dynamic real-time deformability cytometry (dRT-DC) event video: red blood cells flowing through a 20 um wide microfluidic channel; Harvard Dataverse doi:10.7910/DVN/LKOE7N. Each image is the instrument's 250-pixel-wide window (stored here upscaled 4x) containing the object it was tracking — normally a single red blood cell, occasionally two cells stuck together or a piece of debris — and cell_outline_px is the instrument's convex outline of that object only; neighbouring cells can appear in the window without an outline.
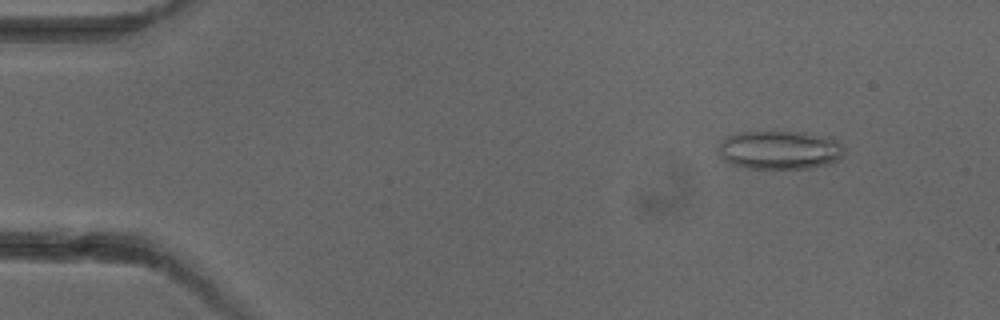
{"species": "common noctule bat (a hibernating species)", "species_latin": "Nyctalus noctula", "temperature_condition": "cold", "stored_images_in_passage": 7, "camera_frame_rate_fps": 3000, "um_per_image_px": 0.085, "animal": {"sex": "female"}, "frame": {"image": 1, "passage_image": 1, "time_ms": 0.0, "image_size_px": [1000, 320], "cell_outline_px": [[844, 156], [840, 160], [832, 164], [808, 168], [744, 168], [732, 164], [724, 160], [720, 152], [720, 144], [728, 136], [736, 132], [804, 132], [832, 136], [840, 140], [844, 148]], "centroid_in_image_um": [66.39, 12.74], "position_along_channel_um": 18.6, "area_um2": 28.73}}
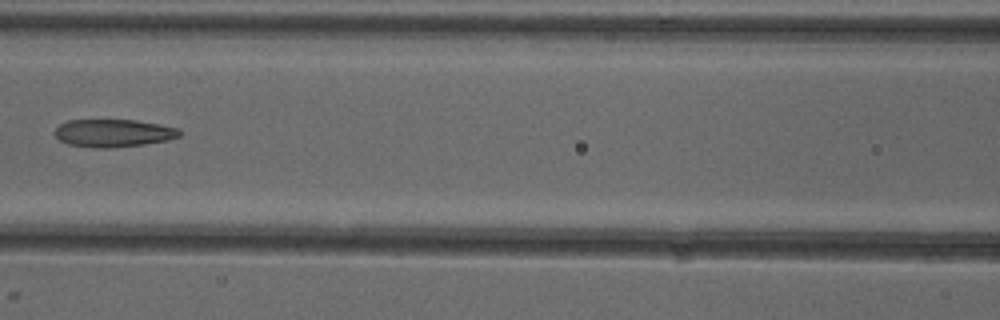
{"frame": {"image": 2, "passage_image": 6, "time_ms": 6.0, "image_size_px": [1000, 320], "cell_outline_px": [[180, 136], [168, 140], [144, 144], [104, 148], [100, 148], [68, 144], [60, 140], [56, 136], [56, 128], [60, 124], [68, 120], [136, 120], [160, 124], [176, 128], [180, 132]], "centroid_in_image_um": [9.64, 11.3], "position_along_channel_um": 157.0, "area_um2": 19.88}}
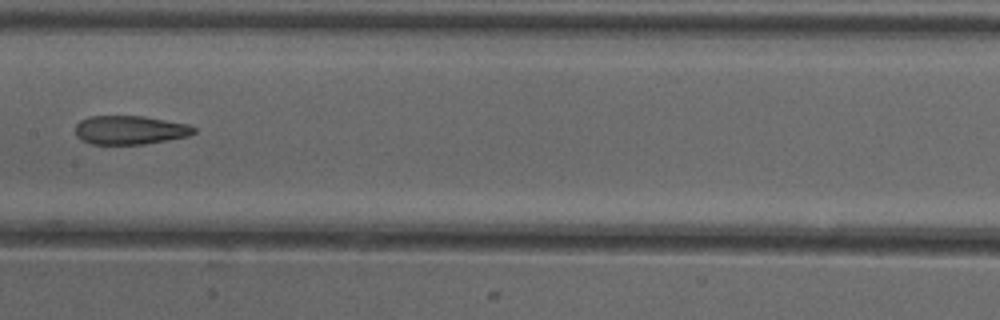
{"frame": {"image": 3, "passage_image": 7, "time_ms": 7.0, "image_size_px": [1000, 320], "cell_outline_px": [[196, 132], [188, 136], [168, 140], [144, 144], [92, 144], [80, 140], [76, 136], [76, 124], [80, 120], [88, 116], [144, 116], [188, 124], [196, 128]], "centroid_in_image_um": [11.04, 11.05], "position_along_channel_um": 196.4, "area_um2": 20.0}}